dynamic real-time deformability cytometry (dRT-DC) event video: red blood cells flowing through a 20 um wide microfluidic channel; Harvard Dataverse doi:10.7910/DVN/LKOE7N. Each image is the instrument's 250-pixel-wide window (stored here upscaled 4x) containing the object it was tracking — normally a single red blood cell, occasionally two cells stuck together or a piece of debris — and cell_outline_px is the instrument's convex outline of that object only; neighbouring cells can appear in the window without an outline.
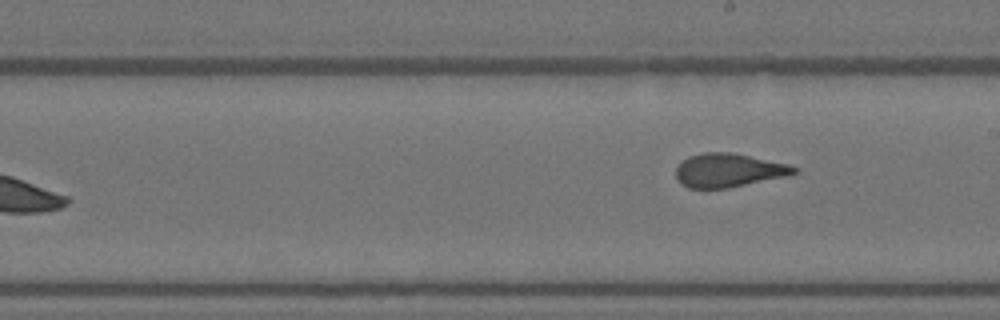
{"species": "Egyptian fruit bat (a non-hibernating species)", "species_latin": "Rousettus aegyptiacus", "temperature_condition": "warm", "stored_images_in_passage": 10, "camera_frame_rate_fps": 3000, "um_per_image_px": 0.085, "animal": {"sex": "female"}, "frame": {"image": 1, "passage_image": 10, "time_ms": 3.0, "image_size_px": [1000, 320], "cell_outline_px": [[800, 168], [796, 172], [788, 176], [728, 188], [688, 188], [680, 184], [676, 176], [676, 168], [688, 156], [704, 152], [728, 152], [788, 164]], "centroid_in_image_um": [61.92, 14.48], "position_along_channel_um": 227.1, "area_um2": 23.06}}